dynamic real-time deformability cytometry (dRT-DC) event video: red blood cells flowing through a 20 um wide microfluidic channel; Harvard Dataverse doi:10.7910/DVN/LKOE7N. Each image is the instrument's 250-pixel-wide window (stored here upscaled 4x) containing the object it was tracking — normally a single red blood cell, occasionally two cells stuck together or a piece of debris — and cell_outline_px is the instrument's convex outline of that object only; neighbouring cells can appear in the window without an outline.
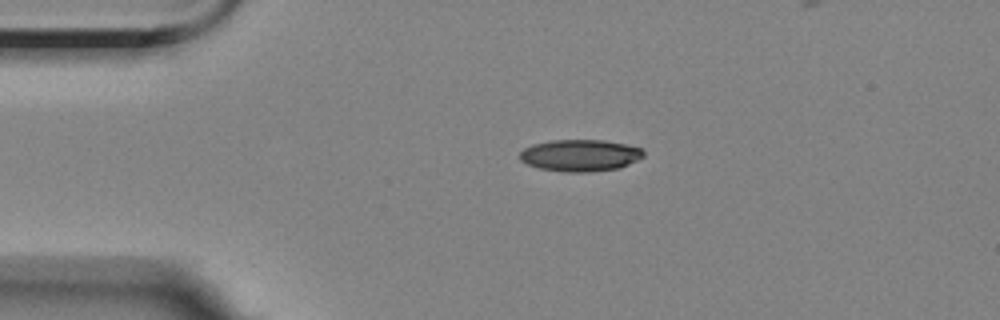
{"species": "Egyptian fruit bat (a non-hibernating species)", "species_latin": "Rousettus aegyptiacus", "temperature_condition": "room temperature", "stored_images_in_passage": 4, "camera_frame_rate_fps": 3000, "um_per_image_px": 0.085, "animal": {"sex": "female"}, "frame": {"image": 1, "passage_image": 2, "time_ms": 1.333, "image_size_px": [1000, 320], "cell_outline_px": [[644, 156], [620, 168], [588, 172], [564, 172], [540, 168], [528, 164], [520, 160], [520, 152], [524, 148], [532, 144], [552, 140], [604, 140], [624, 144], [640, 148], [644, 152]], "centroid_in_image_um": [49.3, 13.21], "position_along_channel_um": 35.7, "area_um2": 22.83}}